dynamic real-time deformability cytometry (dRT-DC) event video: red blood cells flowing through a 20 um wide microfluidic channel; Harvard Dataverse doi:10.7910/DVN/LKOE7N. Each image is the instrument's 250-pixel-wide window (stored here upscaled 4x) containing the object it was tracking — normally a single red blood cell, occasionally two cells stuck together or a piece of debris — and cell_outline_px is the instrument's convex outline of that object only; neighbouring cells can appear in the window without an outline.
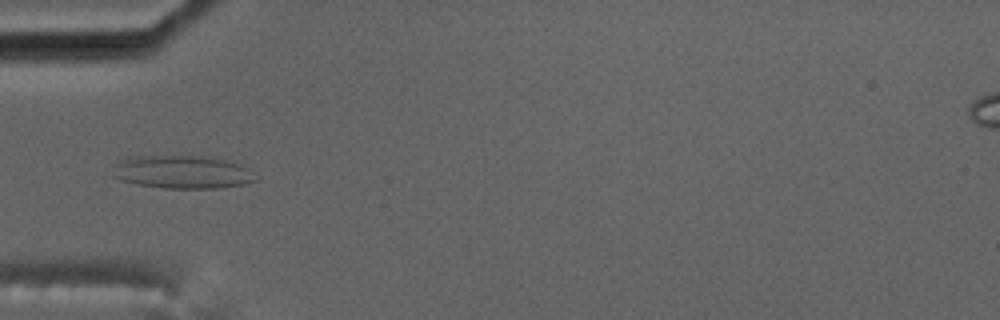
{"species": "common noctule bat (a hibernating species)", "species_latin": "Nyctalus noctula", "temperature_condition": "cold", "stored_images_in_passage": 5, "camera_frame_rate_fps": 3000, "um_per_image_px": 0.085, "animal": {"sex": "male", "body_mass_g": 17.5, "forearm_length_mm": 52.3}, "frame": {"image": 1, "passage_image": 3, "time_ms": 2.667, "image_size_px": [1000, 320], "cell_outline_px": [[260, 176], [256, 180], [244, 184], [216, 188], [164, 188], [136, 184], [112, 176], [112, 164], [120, 160], [140, 156], [200, 156], [224, 160], [240, 164], [248, 168]], "centroid_in_image_um": [15.5, 14.63], "position_along_channel_um": 69.5, "area_um2": 27.57}}